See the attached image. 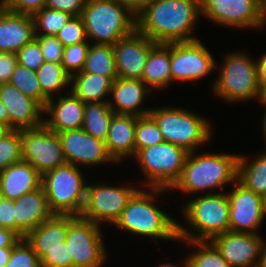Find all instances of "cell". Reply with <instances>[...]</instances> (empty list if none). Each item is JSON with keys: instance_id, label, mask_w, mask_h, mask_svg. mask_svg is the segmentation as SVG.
<instances>
[{"instance_id": "cell-16", "label": "cell", "mask_w": 266, "mask_h": 267, "mask_svg": "<svg viewBox=\"0 0 266 267\" xmlns=\"http://www.w3.org/2000/svg\"><path fill=\"white\" fill-rule=\"evenodd\" d=\"M233 190L227 192L229 199V228L233 232L259 233L263 223L261 196L248 190L238 180Z\"/></svg>"}, {"instance_id": "cell-31", "label": "cell", "mask_w": 266, "mask_h": 267, "mask_svg": "<svg viewBox=\"0 0 266 267\" xmlns=\"http://www.w3.org/2000/svg\"><path fill=\"white\" fill-rule=\"evenodd\" d=\"M36 72L42 93L48 99L57 93L61 95L64 88H70L71 76L61 63L45 61Z\"/></svg>"}, {"instance_id": "cell-1", "label": "cell", "mask_w": 266, "mask_h": 267, "mask_svg": "<svg viewBox=\"0 0 266 267\" xmlns=\"http://www.w3.org/2000/svg\"><path fill=\"white\" fill-rule=\"evenodd\" d=\"M201 0H153L136 14V29L155 43L194 41Z\"/></svg>"}, {"instance_id": "cell-9", "label": "cell", "mask_w": 266, "mask_h": 267, "mask_svg": "<svg viewBox=\"0 0 266 267\" xmlns=\"http://www.w3.org/2000/svg\"><path fill=\"white\" fill-rule=\"evenodd\" d=\"M188 154L183 147L165 141L141 149L134 159L145 176L142 185L170 191L181 176Z\"/></svg>"}, {"instance_id": "cell-10", "label": "cell", "mask_w": 266, "mask_h": 267, "mask_svg": "<svg viewBox=\"0 0 266 267\" xmlns=\"http://www.w3.org/2000/svg\"><path fill=\"white\" fill-rule=\"evenodd\" d=\"M101 225L81 216L67 215L70 267H102L107 260Z\"/></svg>"}, {"instance_id": "cell-14", "label": "cell", "mask_w": 266, "mask_h": 267, "mask_svg": "<svg viewBox=\"0 0 266 267\" xmlns=\"http://www.w3.org/2000/svg\"><path fill=\"white\" fill-rule=\"evenodd\" d=\"M201 15L220 26L260 29V0H201Z\"/></svg>"}, {"instance_id": "cell-32", "label": "cell", "mask_w": 266, "mask_h": 267, "mask_svg": "<svg viewBox=\"0 0 266 267\" xmlns=\"http://www.w3.org/2000/svg\"><path fill=\"white\" fill-rule=\"evenodd\" d=\"M81 72L118 77L113 46L108 44H90L85 65Z\"/></svg>"}, {"instance_id": "cell-52", "label": "cell", "mask_w": 266, "mask_h": 267, "mask_svg": "<svg viewBox=\"0 0 266 267\" xmlns=\"http://www.w3.org/2000/svg\"><path fill=\"white\" fill-rule=\"evenodd\" d=\"M0 122L10 126V115L2 101L0 100Z\"/></svg>"}, {"instance_id": "cell-59", "label": "cell", "mask_w": 266, "mask_h": 267, "mask_svg": "<svg viewBox=\"0 0 266 267\" xmlns=\"http://www.w3.org/2000/svg\"><path fill=\"white\" fill-rule=\"evenodd\" d=\"M184 263H183V266H185V267H189V265L185 262V260L183 261ZM158 267H177V266H175L174 264H172V263H164L163 265L161 264L160 266H158Z\"/></svg>"}, {"instance_id": "cell-55", "label": "cell", "mask_w": 266, "mask_h": 267, "mask_svg": "<svg viewBox=\"0 0 266 267\" xmlns=\"http://www.w3.org/2000/svg\"><path fill=\"white\" fill-rule=\"evenodd\" d=\"M13 129L5 123L0 122V141Z\"/></svg>"}, {"instance_id": "cell-54", "label": "cell", "mask_w": 266, "mask_h": 267, "mask_svg": "<svg viewBox=\"0 0 266 267\" xmlns=\"http://www.w3.org/2000/svg\"><path fill=\"white\" fill-rule=\"evenodd\" d=\"M257 100L266 106V84L260 86Z\"/></svg>"}, {"instance_id": "cell-34", "label": "cell", "mask_w": 266, "mask_h": 267, "mask_svg": "<svg viewBox=\"0 0 266 267\" xmlns=\"http://www.w3.org/2000/svg\"><path fill=\"white\" fill-rule=\"evenodd\" d=\"M9 83L45 108L49 99L42 93L36 71L17 63Z\"/></svg>"}, {"instance_id": "cell-51", "label": "cell", "mask_w": 266, "mask_h": 267, "mask_svg": "<svg viewBox=\"0 0 266 267\" xmlns=\"http://www.w3.org/2000/svg\"><path fill=\"white\" fill-rule=\"evenodd\" d=\"M13 247L0 248V267H4L10 259Z\"/></svg>"}, {"instance_id": "cell-6", "label": "cell", "mask_w": 266, "mask_h": 267, "mask_svg": "<svg viewBox=\"0 0 266 267\" xmlns=\"http://www.w3.org/2000/svg\"><path fill=\"white\" fill-rule=\"evenodd\" d=\"M157 124L165 142L198 151L200 145L211 141L212 124L200 114L184 108L165 106L152 108L148 114Z\"/></svg>"}, {"instance_id": "cell-19", "label": "cell", "mask_w": 266, "mask_h": 267, "mask_svg": "<svg viewBox=\"0 0 266 267\" xmlns=\"http://www.w3.org/2000/svg\"><path fill=\"white\" fill-rule=\"evenodd\" d=\"M0 100L9 112L13 130L36 128L44 124V108L10 83L0 84Z\"/></svg>"}, {"instance_id": "cell-57", "label": "cell", "mask_w": 266, "mask_h": 267, "mask_svg": "<svg viewBox=\"0 0 266 267\" xmlns=\"http://www.w3.org/2000/svg\"><path fill=\"white\" fill-rule=\"evenodd\" d=\"M261 205H262V215L263 218L266 217V195L261 196Z\"/></svg>"}, {"instance_id": "cell-36", "label": "cell", "mask_w": 266, "mask_h": 267, "mask_svg": "<svg viewBox=\"0 0 266 267\" xmlns=\"http://www.w3.org/2000/svg\"><path fill=\"white\" fill-rule=\"evenodd\" d=\"M164 142L156 122L149 116L137 117L135 127V155L144 148Z\"/></svg>"}, {"instance_id": "cell-13", "label": "cell", "mask_w": 266, "mask_h": 267, "mask_svg": "<svg viewBox=\"0 0 266 267\" xmlns=\"http://www.w3.org/2000/svg\"><path fill=\"white\" fill-rule=\"evenodd\" d=\"M216 67L212 53L199 39L171 43V82L197 81Z\"/></svg>"}, {"instance_id": "cell-17", "label": "cell", "mask_w": 266, "mask_h": 267, "mask_svg": "<svg viewBox=\"0 0 266 267\" xmlns=\"http://www.w3.org/2000/svg\"><path fill=\"white\" fill-rule=\"evenodd\" d=\"M156 43L135 29L113 45L116 73L121 79H140L150 49Z\"/></svg>"}, {"instance_id": "cell-26", "label": "cell", "mask_w": 266, "mask_h": 267, "mask_svg": "<svg viewBox=\"0 0 266 267\" xmlns=\"http://www.w3.org/2000/svg\"><path fill=\"white\" fill-rule=\"evenodd\" d=\"M67 215L54 214L39 224L26 236V241L41 260L49 250L56 249L66 242Z\"/></svg>"}, {"instance_id": "cell-48", "label": "cell", "mask_w": 266, "mask_h": 267, "mask_svg": "<svg viewBox=\"0 0 266 267\" xmlns=\"http://www.w3.org/2000/svg\"><path fill=\"white\" fill-rule=\"evenodd\" d=\"M20 239L14 231L0 226V248L13 247Z\"/></svg>"}, {"instance_id": "cell-12", "label": "cell", "mask_w": 266, "mask_h": 267, "mask_svg": "<svg viewBox=\"0 0 266 267\" xmlns=\"http://www.w3.org/2000/svg\"><path fill=\"white\" fill-rule=\"evenodd\" d=\"M22 158L41 175L67 163L57 133L45 124L21 130Z\"/></svg>"}, {"instance_id": "cell-45", "label": "cell", "mask_w": 266, "mask_h": 267, "mask_svg": "<svg viewBox=\"0 0 266 267\" xmlns=\"http://www.w3.org/2000/svg\"><path fill=\"white\" fill-rule=\"evenodd\" d=\"M86 0H47L45 7L81 16Z\"/></svg>"}, {"instance_id": "cell-3", "label": "cell", "mask_w": 266, "mask_h": 267, "mask_svg": "<svg viewBox=\"0 0 266 267\" xmlns=\"http://www.w3.org/2000/svg\"><path fill=\"white\" fill-rule=\"evenodd\" d=\"M146 190L140 188L132 195L120 217L113 224L114 227L153 240L178 241V222L154 204L156 198L163 192H168V189L147 187Z\"/></svg>"}, {"instance_id": "cell-25", "label": "cell", "mask_w": 266, "mask_h": 267, "mask_svg": "<svg viewBox=\"0 0 266 267\" xmlns=\"http://www.w3.org/2000/svg\"><path fill=\"white\" fill-rule=\"evenodd\" d=\"M137 116L113 114L105 145L108 154L120 164L124 159L135 157V127Z\"/></svg>"}, {"instance_id": "cell-20", "label": "cell", "mask_w": 266, "mask_h": 267, "mask_svg": "<svg viewBox=\"0 0 266 267\" xmlns=\"http://www.w3.org/2000/svg\"><path fill=\"white\" fill-rule=\"evenodd\" d=\"M151 91L143 80L117 77L112 83L110 90L112 100H108V105L114 114L147 116L152 108L140 107Z\"/></svg>"}, {"instance_id": "cell-47", "label": "cell", "mask_w": 266, "mask_h": 267, "mask_svg": "<svg viewBox=\"0 0 266 267\" xmlns=\"http://www.w3.org/2000/svg\"><path fill=\"white\" fill-rule=\"evenodd\" d=\"M14 202L0 196V226L15 232Z\"/></svg>"}, {"instance_id": "cell-33", "label": "cell", "mask_w": 266, "mask_h": 267, "mask_svg": "<svg viewBox=\"0 0 266 267\" xmlns=\"http://www.w3.org/2000/svg\"><path fill=\"white\" fill-rule=\"evenodd\" d=\"M195 246V251L185 258L189 267H231L211 241H184Z\"/></svg>"}, {"instance_id": "cell-49", "label": "cell", "mask_w": 266, "mask_h": 267, "mask_svg": "<svg viewBox=\"0 0 266 267\" xmlns=\"http://www.w3.org/2000/svg\"><path fill=\"white\" fill-rule=\"evenodd\" d=\"M120 4L127 6L134 14H138L145 6L153 0H117Z\"/></svg>"}, {"instance_id": "cell-28", "label": "cell", "mask_w": 266, "mask_h": 267, "mask_svg": "<svg viewBox=\"0 0 266 267\" xmlns=\"http://www.w3.org/2000/svg\"><path fill=\"white\" fill-rule=\"evenodd\" d=\"M117 77L78 72L71 76L70 91L83 103L108 102L113 81ZM107 96V97H106Z\"/></svg>"}, {"instance_id": "cell-22", "label": "cell", "mask_w": 266, "mask_h": 267, "mask_svg": "<svg viewBox=\"0 0 266 267\" xmlns=\"http://www.w3.org/2000/svg\"><path fill=\"white\" fill-rule=\"evenodd\" d=\"M70 92V93H69ZM68 95L55 96L47 101L44 114V124L55 133L82 128L84 121L85 103L77 98L70 90Z\"/></svg>"}, {"instance_id": "cell-18", "label": "cell", "mask_w": 266, "mask_h": 267, "mask_svg": "<svg viewBox=\"0 0 266 267\" xmlns=\"http://www.w3.org/2000/svg\"><path fill=\"white\" fill-rule=\"evenodd\" d=\"M263 240L258 233L227 231L211 242L231 267H259Z\"/></svg>"}, {"instance_id": "cell-39", "label": "cell", "mask_w": 266, "mask_h": 267, "mask_svg": "<svg viewBox=\"0 0 266 267\" xmlns=\"http://www.w3.org/2000/svg\"><path fill=\"white\" fill-rule=\"evenodd\" d=\"M4 267H41V265L32 246L25 238H21L13 246L10 259Z\"/></svg>"}, {"instance_id": "cell-56", "label": "cell", "mask_w": 266, "mask_h": 267, "mask_svg": "<svg viewBox=\"0 0 266 267\" xmlns=\"http://www.w3.org/2000/svg\"><path fill=\"white\" fill-rule=\"evenodd\" d=\"M259 267H266V240H263Z\"/></svg>"}, {"instance_id": "cell-58", "label": "cell", "mask_w": 266, "mask_h": 267, "mask_svg": "<svg viewBox=\"0 0 266 267\" xmlns=\"http://www.w3.org/2000/svg\"><path fill=\"white\" fill-rule=\"evenodd\" d=\"M263 123H262V128H263V135H264V139H265V143H266V110H265V113H264V116H263Z\"/></svg>"}, {"instance_id": "cell-23", "label": "cell", "mask_w": 266, "mask_h": 267, "mask_svg": "<svg viewBox=\"0 0 266 267\" xmlns=\"http://www.w3.org/2000/svg\"><path fill=\"white\" fill-rule=\"evenodd\" d=\"M34 38L32 15L15 13L0 5V52L16 54Z\"/></svg>"}, {"instance_id": "cell-27", "label": "cell", "mask_w": 266, "mask_h": 267, "mask_svg": "<svg viewBox=\"0 0 266 267\" xmlns=\"http://www.w3.org/2000/svg\"><path fill=\"white\" fill-rule=\"evenodd\" d=\"M170 66L171 43H156L149 51L142 80L151 90L164 89L171 83Z\"/></svg>"}, {"instance_id": "cell-37", "label": "cell", "mask_w": 266, "mask_h": 267, "mask_svg": "<svg viewBox=\"0 0 266 267\" xmlns=\"http://www.w3.org/2000/svg\"><path fill=\"white\" fill-rule=\"evenodd\" d=\"M21 160V130H12L0 141V171Z\"/></svg>"}, {"instance_id": "cell-38", "label": "cell", "mask_w": 266, "mask_h": 267, "mask_svg": "<svg viewBox=\"0 0 266 267\" xmlns=\"http://www.w3.org/2000/svg\"><path fill=\"white\" fill-rule=\"evenodd\" d=\"M89 44L90 42L86 40L79 44L64 47L61 64L70 76L83 70L90 47Z\"/></svg>"}, {"instance_id": "cell-2", "label": "cell", "mask_w": 266, "mask_h": 267, "mask_svg": "<svg viewBox=\"0 0 266 267\" xmlns=\"http://www.w3.org/2000/svg\"><path fill=\"white\" fill-rule=\"evenodd\" d=\"M238 158V154L230 153L189 152L181 176L170 190L210 194L219 188L221 192L237 180Z\"/></svg>"}, {"instance_id": "cell-29", "label": "cell", "mask_w": 266, "mask_h": 267, "mask_svg": "<svg viewBox=\"0 0 266 267\" xmlns=\"http://www.w3.org/2000/svg\"><path fill=\"white\" fill-rule=\"evenodd\" d=\"M247 158L239 155L237 180L257 195H266V153L257 155L251 162Z\"/></svg>"}, {"instance_id": "cell-8", "label": "cell", "mask_w": 266, "mask_h": 267, "mask_svg": "<svg viewBox=\"0 0 266 267\" xmlns=\"http://www.w3.org/2000/svg\"><path fill=\"white\" fill-rule=\"evenodd\" d=\"M212 90L226 102H243L258 98L259 84L256 61L243 52L224 55Z\"/></svg>"}, {"instance_id": "cell-11", "label": "cell", "mask_w": 266, "mask_h": 267, "mask_svg": "<svg viewBox=\"0 0 266 267\" xmlns=\"http://www.w3.org/2000/svg\"><path fill=\"white\" fill-rule=\"evenodd\" d=\"M138 189L132 185L127 187V184L120 187L89 184L80 216L99 225L103 222L113 225Z\"/></svg>"}, {"instance_id": "cell-40", "label": "cell", "mask_w": 266, "mask_h": 267, "mask_svg": "<svg viewBox=\"0 0 266 267\" xmlns=\"http://www.w3.org/2000/svg\"><path fill=\"white\" fill-rule=\"evenodd\" d=\"M56 37L64 47L85 42L87 37L82 17L73 16L71 20L59 30Z\"/></svg>"}, {"instance_id": "cell-7", "label": "cell", "mask_w": 266, "mask_h": 267, "mask_svg": "<svg viewBox=\"0 0 266 267\" xmlns=\"http://www.w3.org/2000/svg\"><path fill=\"white\" fill-rule=\"evenodd\" d=\"M80 168L66 163L42 175L41 186L53 214L80 216L87 183Z\"/></svg>"}, {"instance_id": "cell-50", "label": "cell", "mask_w": 266, "mask_h": 267, "mask_svg": "<svg viewBox=\"0 0 266 267\" xmlns=\"http://www.w3.org/2000/svg\"><path fill=\"white\" fill-rule=\"evenodd\" d=\"M256 67L259 86L266 84V53L256 60Z\"/></svg>"}, {"instance_id": "cell-4", "label": "cell", "mask_w": 266, "mask_h": 267, "mask_svg": "<svg viewBox=\"0 0 266 267\" xmlns=\"http://www.w3.org/2000/svg\"><path fill=\"white\" fill-rule=\"evenodd\" d=\"M182 212L185 222L191 229L180 223L177 224V235L180 242L211 241L215 236L230 231L229 199L224 190L223 193L198 195L197 198L190 200L182 207Z\"/></svg>"}, {"instance_id": "cell-42", "label": "cell", "mask_w": 266, "mask_h": 267, "mask_svg": "<svg viewBox=\"0 0 266 267\" xmlns=\"http://www.w3.org/2000/svg\"><path fill=\"white\" fill-rule=\"evenodd\" d=\"M35 39L39 42L45 61L61 63L64 46L56 36H35Z\"/></svg>"}, {"instance_id": "cell-44", "label": "cell", "mask_w": 266, "mask_h": 267, "mask_svg": "<svg viewBox=\"0 0 266 267\" xmlns=\"http://www.w3.org/2000/svg\"><path fill=\"white\" fill-rule=\"evenodd\" d=\"M47 0H0V5L12 12L33 15L45 7Z\"/></svg>"}, {"instance_id": "cell-35", "label": "cell", "mask_w": 266, "mask_h": 267, "mask_svg": "<svg viewBox=\"0 0 266 267\" xmlns=\"http://www.w3.org/2000/svg\"><path fill=\"white\" fill-rule=\"evenodd\" d=\"M35 36H56L73 17L71 14L43 7L33 15Z\"/></svg>"}, {"instance_id": "cell-21", "label": "cell", "mask_w": 266, "mask_h": 267, "mask_svg": "<svg viewBox=\"0 0 266 267\" xmlns=\"http://www.w3.org/2000/svg\"><path fill=\"white\" fill-rule=\"evenodd\" d=\"M14 202L15 233L21 238L54 214L50 210L45 191L41 186L37 190L24 194Z\"/></svg>"}, {"instance_id": "cell-5", "label": "cell", "mask_w": 266, "mask_h": 267, "mask_svg": "<svg viewBox=\"0 0 266 267\" xmlns=\"http://www.w3.org/2000/svg\"><path fill=\"white\" fill-rule=\"evenodd\" d=\"M87 40L114 45L136 29V14L117 0H86L81 13Z\"/></svg>"}, {"instance_id": "cell-30", "label": "cell", "mask_w": 266, "mask_h": 267, "mask_svg": "<svg viewBox=\"0 0 266 267\" xmlns=\"http://www.w3.org/2000/svg\"><path fill=\"white\" fill-rule=\"evenodd\" d=\"M113 114L108 102L85 103L82 129L105 142Z\"/></svg>"}, {"instance_id": "cell-53", "label": "cell", "mask_w": 266, "mask_h": 267, "mask_svg": "<svg viewBox=\"0 0 266 267\" xmlns=\"http://www.w3.org/2000/svg\"><path fill=\"white\" fill-rule=\"evenodd\" d=\"M266 25V0H260V29Z\"/></svg>"}, {"instance_id": "cell-15", "label": "cell", "mask_w": 266, "mask_h": 267, "mask_svg": "<svg viewBox=\"0 0 266 267\" xmlns=\"http://www.w3.org/2000/svg\"><path fill=\"white\" fill-rule=\"evenodd\" d=\"M68 164L98 166L108 162L116 163L108 154L105 142L94 138L82 128L57 133ZM79 165V166H78Z\"/></svg>"}, {"instance_id": "cell-41", "label": "cell", "mask_w": 266, "mask_h": 267, "mask_svg": "<svg viewBox=\"0 0 266 267\" xmlns=\"http://www.w3.org/2000/svg\"><path fill=\"white\" fill-rule=\"evenodd\" d=\"M16 55L19 64L33 71H37L45 62L39 42L35 38L20 49Z\"/></svg>"}, {"instance_id": "cell-24", "label": "cell", "mask_w": 266, "mask_h": 267, "mask_svg": "<svg viewBox=\"0 0 266 267\" xmlns=\"http://www.w3.org/2000/svg\"><path fill=\"white\" fill-rule=\"evenodd\" d=\"M42 175L27 161L21 160L0 171V196L16 200L41 187Z\"/></svg>"}, {"instance_id": "cell-43", "label": "cell", "mask_w": 266, "mask_h": 267, "mask_svg": "<svg viewBox=\"0 0 266 267\" xmlns=\"http://www.w3.org/2000/svg\"><path fill=\"white\" fill-rule=\"evenodd\" d=\"M41 267H70L69 243L65 242L60 247L49 250L40 260Z\"/></svg>"}, {"instance_id": "cell-46", "label": "cell", "mask_w": 266, "mask_h": 267, "mask_svg": "<svg viewBox=\"0 0 266 267\" xmlns=\"http://www.w3.org/2000/svg\"><path fill=\"white\" fill-rule=\"evenodd\" d=\"M17 55L0 52V84L9 83L13 70L17 65Z\"/></svg>"}]
</instances>
